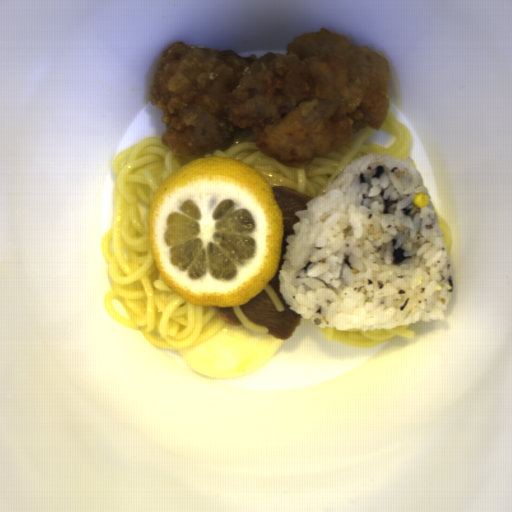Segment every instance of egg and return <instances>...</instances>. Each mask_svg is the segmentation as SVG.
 Masks as SVG:
<instances>
[{
    "label": "egg",
    "instance_id": "d2b9013d",
    "mask_svg": "<svg viewBox=\"0 0 512 512\" xmlns=\"http://www.w3.org/2000/svg\"><path fill=\"white\" fill-rule=\"evenodd\" d=\"M268 333V332H267ZM225 324L199 344L181 350L180 357L195 372L211 378H237L254 372L281 348L284 339Z\"/></svg>",
    "mask_w": 512,
    "mask_h": 512
}]
</instances>
